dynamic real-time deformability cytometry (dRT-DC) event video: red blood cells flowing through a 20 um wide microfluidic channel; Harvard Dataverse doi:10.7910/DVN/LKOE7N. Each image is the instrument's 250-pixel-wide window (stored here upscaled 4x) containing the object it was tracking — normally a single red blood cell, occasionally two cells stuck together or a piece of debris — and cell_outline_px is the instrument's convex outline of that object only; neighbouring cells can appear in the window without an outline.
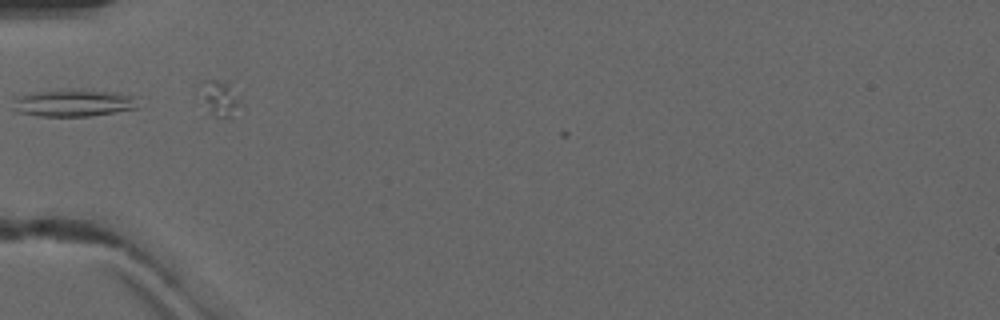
{"species": "common noctule bat (a hibernating species)", "species_latin": "Nyctalus noctula", "temperature_condition": "warm", "stored_images_in_passage": 1, "camera_frame_rate_fps": 3000, "um_per_image_px": 0.085, "animal": {"sex": "male", "forearm_length_mm": 52.5}, "frame": {"image": 1, "passage_image": 1, "time_ms": 0.0, "image_size_px": [1000, 320], "cell_outline_px": [[140, 108], [92, 116], [40, 116], [16, 112], [12, 108], [16, 96], [28, 92], [68, 88], [76, 88], [112, 92], [136, 96]], "centroid_in_image_um": [6.24, 8.73], "position_along_channel_um": 78.8, "area_um2": 20.52}}